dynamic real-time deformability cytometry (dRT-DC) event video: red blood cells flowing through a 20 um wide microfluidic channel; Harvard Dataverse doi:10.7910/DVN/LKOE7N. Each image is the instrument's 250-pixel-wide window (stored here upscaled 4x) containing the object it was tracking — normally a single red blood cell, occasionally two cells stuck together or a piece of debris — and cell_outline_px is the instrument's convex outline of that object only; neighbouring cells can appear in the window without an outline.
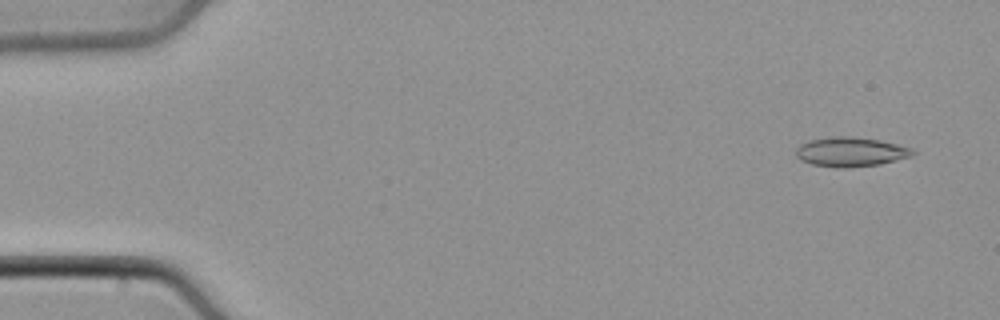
{"species": "common noctule bat (a hibernating species)", "species_latin": "Nyctalus noctula", "temperature_condition": "cold", "stored_images_in_passage": 7, "camera_frame_rate_fps": 3000, "um_per_image_px": 0.085, "animal": {"sex": "male", "body_mass_g": 21.5, "forearm_length_mm": 52.0}, "frame": {"image": 1, "passage_image": 3, "time_ms": 0.667, "image_size_px": [1000, 320], "cell_outline_px": [[916, 152], [912, 156], [880, 164], [848, 168], [832, 168], [812, 164], [800, 160], [796, 156], [796, 148], [800, 144], [808, 140], [832, 136], [852, 136], [880, 140], [912, 148]], "centroid_in_image_um": [72.28, 12.91], "position_along_channel_um": 12.7, "area_um2": 20.29}}